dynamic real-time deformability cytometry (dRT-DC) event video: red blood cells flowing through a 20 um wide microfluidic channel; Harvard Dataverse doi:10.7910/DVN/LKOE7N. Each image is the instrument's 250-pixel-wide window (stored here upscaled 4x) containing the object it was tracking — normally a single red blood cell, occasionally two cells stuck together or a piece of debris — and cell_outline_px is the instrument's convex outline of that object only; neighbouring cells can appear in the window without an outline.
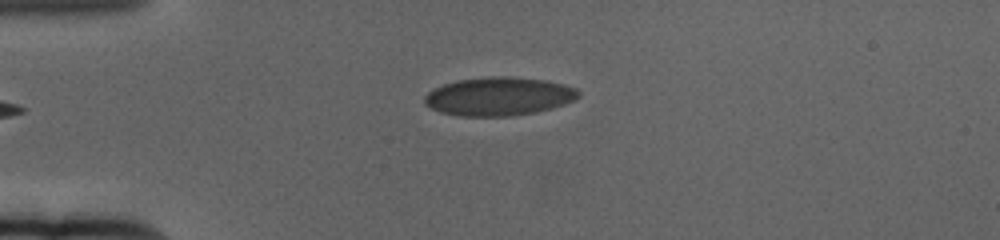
{"species": "human", "species_latin": "Homo sapiens", "temperature_condition": "cold", "stored_images_in_passage": 47, "camera_frame_rate_fps": 3000, "um_per_image_px": 0.085, "donor": {"sex": "female"}, "frame": {"image": 1, "passage_image": 1, "time_ms": 0.0, "image_size_px": [1000, 240], "cell_outline_px": [[580, 96], [564, 104], [552, 108], [536, 112], [512, 116], [460, 116], [440, 112], [424, 104], [424, 96], [428, 92], [444, 84], [456, 80], [492, 76], [508, 76], [544, 80], [564, 84], [576, 88], [580, 92]], "centroid_in_image_um": [42.4, 8.19], "position_along_channel_um": 42.6, "area_um2": 34.51}}
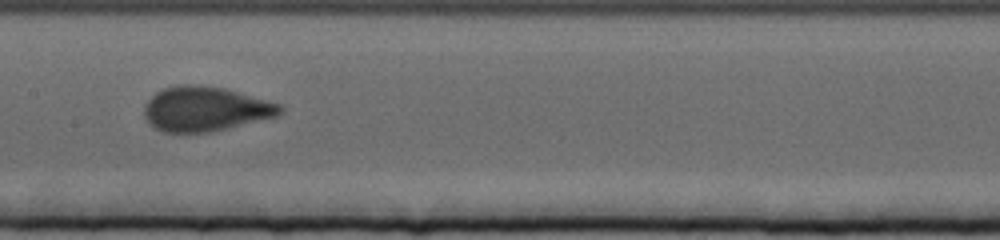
{"frame": {"image": 2, "passage_image": 17, "time_ms": 5.333, "image_size_px": [1000, 240], "cell_outline_px": [[284, 112], [276, 116], [212, 132], [164, 132], [156, 128], [144, 116], [144, 104], [156, 92], [164, 88], [180, 84], [196, 84], [224, 88], [280, 104], [284, 108]], "centroid_in_image_um": [17.45, 9.25], "position_along_channel_um": 190.0, "area_um2": 35.14}}
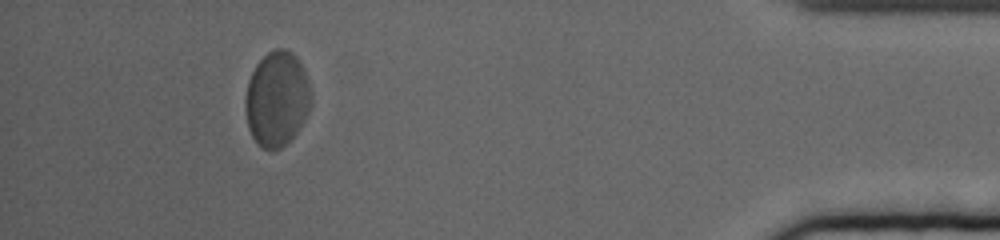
{"frame": {"image": 3, "passage_image": 42, "time_ms": 13.667, "image_size_px": [1000, 240], "cell_outline_px": [[312, 100], [308, 112], [304, 120], [296, 132], [280, 148], [272, 152], [260, 148], [256, 144], [248, 128], [244, 108], [244, 96], [248, 80], [256, 64], [268, 52], [276, 48], [284, 48], [292, 52], [296, 56], [308, 80], [312, 96]], "centroid_in_image_um": [23.5, 8.43], "position_along_channel_um": 411.7, "area_um2": 36.76}, "authors_computed_cell_mechanics": {"area_um2": 34.5066, "velocity_mm_per_s": 3.2942, "shape_relaxation_time_tau1_ms": 3.5772, "shape_relaxation_time_tau2_ms": null, "deformation_change_tau1": 0.1417, "deformation_change_tau2": null}}